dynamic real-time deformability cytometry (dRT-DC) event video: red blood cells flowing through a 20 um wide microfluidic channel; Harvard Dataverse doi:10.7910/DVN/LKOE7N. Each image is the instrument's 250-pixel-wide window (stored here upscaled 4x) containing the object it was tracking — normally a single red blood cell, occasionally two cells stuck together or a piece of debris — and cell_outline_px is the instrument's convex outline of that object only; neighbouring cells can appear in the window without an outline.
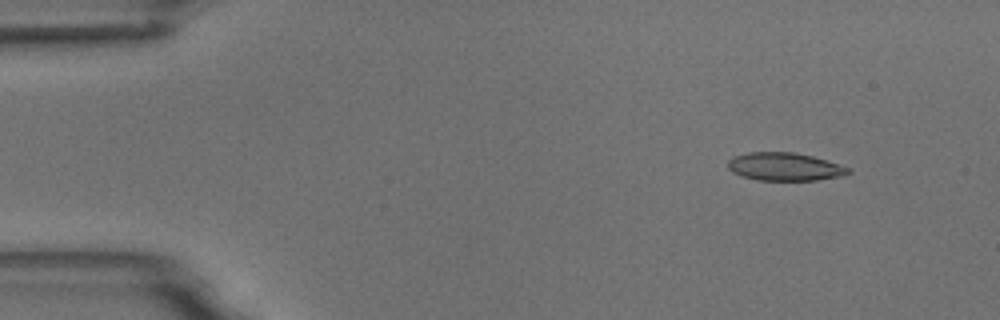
{"species": "common noctule bat (a hibernating species)", "species_latin": "Nyctalus noctula", "temperature_condition": "room temperature", "stored_images_in_passage": 2, "camera_frame_rate_fps": 3000, "um_per_image_px": 0.085, "animal": {"sex": "male", "body_mass_g": 18.8}, "frame": {"image": 1, "passage_image": 2, "time_ms": 2.0, "image_size_px": [1000, 320], "cell_outline_px": [[852, 172], [840, 176], [816, 180], [756, 180], [740, 176], [732, 172], [728, 168], [728, 160], [732, 156], [748, 152], [792, 152], [812, 156], [852, 168]], "centroid_in_image_um": [66.67, 14.17], "position_along_channel_um": 18.3, "area_um2": 19.77}}